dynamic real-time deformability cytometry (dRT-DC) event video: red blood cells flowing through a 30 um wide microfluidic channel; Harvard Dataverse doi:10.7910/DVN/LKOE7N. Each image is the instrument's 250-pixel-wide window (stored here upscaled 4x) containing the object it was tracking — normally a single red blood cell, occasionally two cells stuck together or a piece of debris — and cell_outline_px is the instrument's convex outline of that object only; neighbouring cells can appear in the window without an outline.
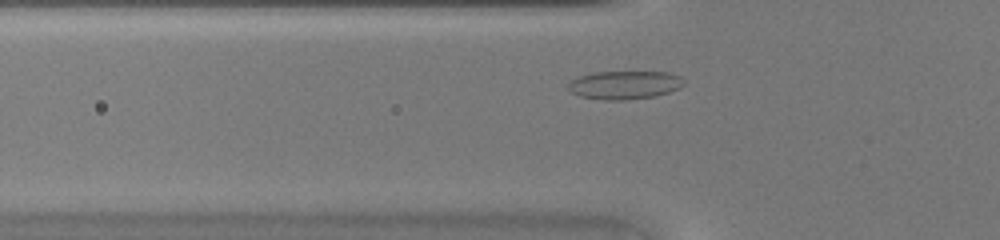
{"species": "common noctule bat (a hibernating species)", "species_latin": "Nyctalus noctula", "temperature_condition": "warm", "stored_images_in_passage": 34, "camera_frame_rate_fps": 3000, "um_per_image_px": 0.085, "animal": {"sex": "female", "body_mass_g": 20.0, "forearm_length_mm": 54.0}, "frame": {"image": 1, "passage_image": 5, "time_ms": 1.333, "image_size_px": [1000, 240], "cell_outline_px": [[684, 84], [680, 88], [656, 96], [624, 100], [604, 100], [580, 96], [572, 92], [568, 88], [568, 84], [572, 80], [580, 76], [592, 72], [668, 72], [680, 76], [684, 80]], "centroid_in_image_um": [53.11, 7.22], "position_along_channel_um": 72.7, "area_um2": 19.07}}
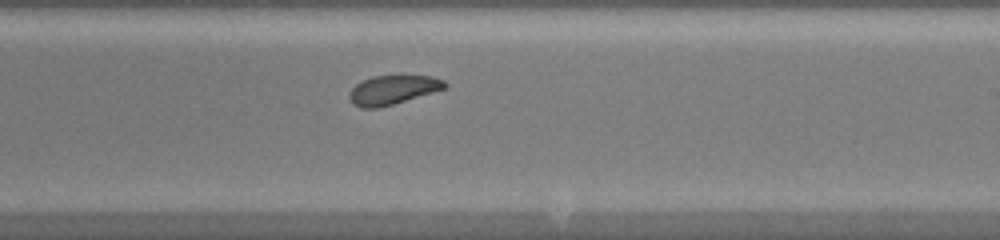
{"frame": {"image": 2, "passage_image": 17, "time_ms": 5.333, "image_size_px": [1000, 240], "cell_outline_px": [[448, 84], [444, 88], [432, 92], [392, 104], [376, 108], [360, 108], [352, 104], [348, 96], [348, 92], [356, 84], [372, 76], [432, 76], [444, 80]], "centroid_in_image_um": [33.33, 7.64], "position_along_channel_um": 255.7, "area_um2": 15.95}}
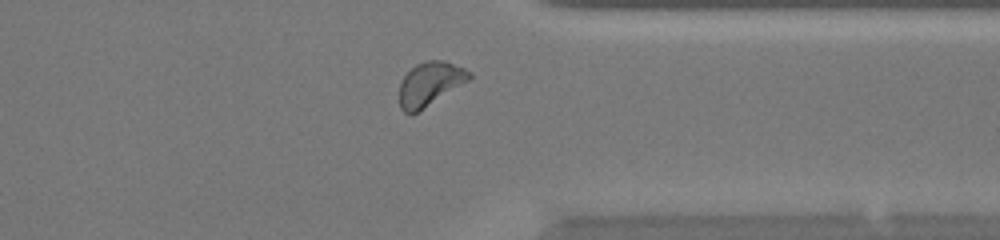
{"frame": {"image": 3, "passage_image": 25, "time_ms": 8.0, "image_size_px": [1000, 240], "cell_outline_px": [[472, 76], [468, 80], [416, 112], [404, 112], [400, 108], [400, 84], [404, 76], [416, 64], [428, 60], [444, 60], [464, 68], [472, 72]], "centroid_in_image_um": [36.54, 7.08], "position_along_channel_um": 374.9, "area_um2": 17.22}}